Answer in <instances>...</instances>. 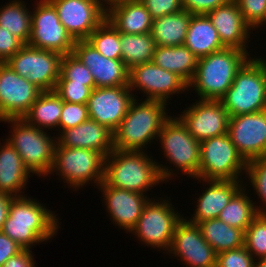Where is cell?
Returning a JSON list of instances; mask_svg holds the SVG:
<instances>
[{"instance_id": "obj_1", "label": "cell", "mask_w": 266, "mask_h": 267, "mask_svg": "<svg viewBox=\"0 0 266 267\" xmlns=\"http://www.w3.org/2000/svg\"><path fill=\"white\" fill-rule=\"evenodd\" d=\"M176 174L171 167L158 163L145 151L114 149L105 157L104 178L99 186H111L146 195V191L160 183H167Z\"/></svg>"}, {"instance_id": "obj_2", "label": "cell", "mask_w": 266, "mask_h": 267, "mask_svg": "<svg viewBox=\"0 0 266 267\" xmlns=\"http://www.w3.org/2000/svg\"><path fill=\"white\" fill-rule=\"evenodd\" d=\"M56 216L43 203L27 195L13 197L1 232L23 249L32 250V246L57 235L60 221Z\"/></svg>"}, {"instance_id": "obj_3", "label": "cell", "mask_w": 266, "mask_h": 267, "mask_svg": "<svg viewBox=\"0 0 266 267\" xmlns=\"http://www.w3.org/2000/svg\"><path fill=\"white\" fill-rule=\"evenodd\" d=\"M137 97L113 132L115 150L144 152L146 147V151L147 145L157 140L163 124L170 118L166 112V106L169 105L166 102L145 99L139 103Z\"/></svg>"}, {"instance_id": "obj_4", "label": "cell", "mask_w": 266, "mask_h": 267, "mask_svg": "<svg viewBox=\"0 0 266 267\" xmlns=\"http://www.w3.org/2000/svg\"><path fill=\"white\" fill-rule=\"evenodd\" d=\"M250 56L241 49L225 47L199 58L188 88H194L200 100H220Z\"/></svg>"}, {"instance_id": "obj_5", "label": "cell", "mask_w": 266, "mask_h": 267, "mask_svg": "<svg viewBox=\"0 0 266 267\" xmlns=\"http://www.w3.org/2000/svg\"><path fill=\"white\" fill-rule=\"evenodd\" d=\"M252 57L220 99L230 117L266 110V60Z\"/></svg>"}, {"instance_id": "obj_6", "label": "cell", "mask_w": 266, "mask_h": 267, "mask_svg": "<svg viewBox=\"0 0 266 267\" xmlns=\"http://www.w3.org/2000/svg\"><path fill=\"white\" fill-rule=\"evenodd\" d=\"M1 122L12 124V134L4 141L9 142L19 153L31 174L47 177L54 163L56 137L30 125L23 118L5 119Z\"/></svg>"}, {"instance_id": "obj_7", "label": "cell", "mask_w": 266, "mask_h": 267, "mask_svg": "<svg viewBox=\"0 0 266 267\" xmlns=\"http://www.w3.org/2000/svg\"><path fill=\"white\" fill-rule=\"evenodd\" d=\"M104 162L105 157L95 150L56 145L49 175L56 172L73 190L86 187L90 182L98 187L104 178Z\"/></svg>"}, {"instance_id": "obj_8", "label": "cell", "mask_w": 266, "mask_h": 267, "mask_svg": "<svg viewBox=\"0 0 266 267\" xmlns=\"http://www.w3.org/2000/svg\"><path fill=\"white\" fill-rule=\"evenodd\" d=\"M246 168L247 162L231 142L228 133L200 142L198 179L241 180Z\"/></svg>"}, {"instance_id": "obj_9", "label": "cell", "mask_w": 266, "mask_h": 267, "mask_svg": "<svg viewBox=\"0 0 266 267\" xmlns=\"http://www.w3.org/2000/svg\"><path fill=\"white\" fill-rule=\"evenodd\" d=\"M173 206L169 199H149L130 234L137 235L143 245L168 252L176 225L184 217Z\"/></svg>"}, {"instance_id": "obj_10", "label": "cell", "mask_w": 266, "mask_h": 267, "mask_svg": "<svg viewBox=\"0 0 266 267\" xmlns=\"http://www.w3.org/2000/svg\"><path fill=\"white\" fill-rule=\"evenodd\" d=\"M157 139L164 150V157L170 165L175 166L177 172L198 179L200 142L189 133L187 126L178 116H170L163 124Z\"/></svg>"}, {"instance_id": "obj_11", "label": "cell", "mask_w": 266, "mask_h": 267, "mask_svg": "<svg viewBox=\"0 0 266 267\" xmlns=\"http://www.w3.org/2000/svg\"><path fill=\"white\" fill-rule=\"evenodd\" d=\"M62 55L25 44L5 63L42 92L54 91L60 76Z\"/></svg>"}, {"instance_id": "obj_12", "label": "cell", "mask_w": 266, "mask_h": 267, "mask_svg": "<svg viewBox=\"0 0 266 267\" xmlns=\"http://www.w3.org/2000/svg\"><path fill=\"white\" fill-rule=\"evenodd\" d=\"M31 12L29 46L67 55L73 52L75 40L59 20L54 6L48 0H39Z\"/></svg>"}, {"instance_id": "obj_13", "label": "cell", "mask_w": 266, "mask_h": 267, "mask_svg": "<svg viewBox=\"0 0 266 267\" xmlns=\"http://www.w3.org/2000/svg\"><path fill=\"white\" fill-rule=\"evenodd\" d=\"M129 88L131 92L140 90L145 99L168 103L175 93L187 92L188 84L177 74L167 71L152 61L138 64L129 69Z\"/></svg>"}, {"instance_id": "obj_14", "label": "cell", "mask_w": 266, "mask_h": 267, "mask_svg": "<svg viewBox=\"0 0 266 267\" xmlns=\"http://www.w3.org/2000/svg\"><path fill=\"white\" fill-rule=\"evenodd\" d=\"M56 9L67 32L75 40H86L106 19L100 0H48Z\"/></svg>"}, {"instance_id": "obj_15", "label": "cell", "mask_w": 266, "mask_h": 267, "mask_svg": "<svg viewBox=\"0 0 266 267\" xmlns=\"http://www.w3.org/2000/svg\"><path fill=\"white\" fill-rule=\"evenodd\" d=\"M41 93L8 64L0 63V121L23 118Z\"/></svg>"}, {"instance_id": "obj_16", "label": "cell", "mask_w": 266, "mask_h": 267, "mask_svg": "<svg viewBox=\"0 0 266 267\" xmlns=\"http://www.w3.org/2000/svg\"><path fill=\"white\" fill-rule=\"evenodd\" d=\"M184 262L186 267H216L217 254L203 238L199 226L183 217L176 225L171 247L166 254Z\"/></svg>"}, {"instance_id": "obj_17", "label": "cell", "mask_w": 266, "mask_h": 267, "mask_svg": "<svg viewBox=\"0 0 266 267\" xmlns=\"http://www.w3.org/2000/svg\"><path fill=\"white\" fill-rule=\"evenodd\" d=\"M228 135L246 162L266 156V110L229 117Z\"/></svg>"}, {"instance_id": "obj_18", "label": "cell", "mask_w": 266, "mask_h": 267, "mask_svg": "<svg viewBox=\"0 0 266 267\" xmlns=\"http://www.w3.org/2000/svg\"><path fill=\"white\" fill-rule=\"evenodd\" d=\"M198 100L178 114L189 133L199 142L228 133L230 116L222 102Z\"/></svg>"}, {"instance_id": "obj_19", "label": "cell", "mask_w": 266, "mask_h": 267, "mask_svg": "<svg viewBox=\"0 0 266 267\" xmlns=\"http://www.w3.org/2000/svg\"><path fill=\"white\" fill-rule=\"evenodd\" d=\"M134 98L129 86L96 87L87 102L89 119L114 132Z\"/></svg>"}, {"instance_id": "obj_20", "label": "cell", "mask_w": 266, "mask_h": 267, "mask_svg": "<svg viewBox=\"0 0 266 267\" xmlns=\"http://www.w3.org/2000/svg\"><path fill=\"white\" fill-rule=\"evenodd\" d=\"M72 53L90 70L95 88L129 86V69L122 60L103 56L86 40L76 41Z\"/></svg>"}, {"instance_id": "obj_21", "label": "cell", "mask_w": 266, "mask_h": 267, "mask_svg": "<svg viewBox=\"0 0 266 267\" xmlns=\"http://www.w3.org/2000/svg\"><path fill=\"white\" fill-rule=\"evenodd\" d=\"M103 192L104 204L111 222L125 232H131L150 197L147 195L111 186H98Z\"/></svg>"}, {"instance_id": "obj_22", "label": "cell", "mask_w": 266, "mask_h": 267, "mask_svg": "<svg viewBox=\"0 0 266 267\" xmlns=\"http://www.w3.org/2000/svg\"><path fill=\"white\" fill-rule=\"evenodd\" d=\"M218 32L219 38L225 47L238 48L248 52L250 31L240 8L235 0L219 6L206 14ZM248 43V44H247Z\"/></svg>"}, {"instance_id": "obj_23", "label": "cell", "mask_w": 266, "mask_h": 267, "mask_svg": "<svg viewBox=\"0 0 266 267\" xmlns=\"http://www.w3.org/2000/svg\"><path fill=\"white\" fill-rule=\"evenodd\" d=\"M58 135L57 146L95 150L104 157L114 150L113 132L92 119L73 128L62 130Z\"/></svg>"}, {"instance_id": "obj_24", "label": "cell", "mask_w": 266, "mask_h": 267, "mask_svg": "<svg viewBox=\"0 0 266 267\" xmlns=\"http://www.w3.org/2000/svg\"><path fill=\"white\" fill-rule=\"evenodd\" d=\"M205 190L197 198L195 213L188 221L198 223L218 218L220 212L229 203L231 198L243 187H247L242 180H204ZM204 182H206L204 184ZM242 182V183H241Z\"/></svg>"}, {"instance_id": "obj_25", "label": "cell", "mask_w": 266, "mask_h": 267, "mask_svg": "<svg viewBox=\"0 0 266 267\" xmlns=\"http://www.w3.org/2000/svg\"><path fill=\"white\" fill-rule=\"evenodd\" d=\"M106 19L126 34L149 33L153 19L141 1L121 0L106 8Z\"/></svg>"}, {"instance_id": "obj_26", "label": "cell", "mask_w": 266, "mask_h": 267, "mask_svg": "<svg viewBox=\"0 0 266 267\" xmlns=\"http://www.w3.org/2000/svg\"><path fill=\"white\" fill-rule=\"evenodd\" d=\"M0 142V192L13 197L24 196L31 172L21 156L7 141ZM23 189V190H22ZM23 192V193H22Z\"/></svg>"}, {"instance_id": "obj_27", "label": "cell", "mask_w": 266, "mask_h": 267, "mask_svg": "<svg viewBox=\"0 0 266 267\" xmlns=\"http://www.w3.org/2000/svg\"><path fill=\"white\" fill-rule=\"evenodd\" d=\"M184 45L198 59L225 48L206 14L192 15Z\"/></svg>"}, {"instance_id": "obj_28", "label": "cell", "mask_w": 266, "mask_h": 267, "mask_svg": "<svg viewBox=\"0 0 266 267\" xmlns=\"http://www.w3.org/2000/svg\"><path fill=\"white\" fill-rule=\"evenodd\" d=\"M152 62L177 74L189 84L194 77L198 58L185 45L173 47L156 45Z\"/></svg>"}, {"instance_id": "obj_29", "label": "cell", "mask_w": 266, "mask_h": 267, "mask_svg": "<svg viewBox=\"0 0 266 267\" xmlns=\"http://www.w3.org/2000/svg\"><path fill=\"white\" fill-rule=\"evenodd\" d=\"M192 14L186 10L153 19L151 35L156 45H184Z\"/></svg>"}, {"instance_id": "obj_30", "label": "cell", "mask_w": 266, "mask_h": 267, "mask_svg": "<svg viewBox=\"0 0 266 267\" xmlns=\"http://www.w3.org/2000/svg\"><path fill=\"white\" fill-rule=\"evenodd\" d=\"M62 107L63 100L55 91L42 92L23 116V119L41 130H57Z\"/></svg>"}, {"instance_id": "obj_31", "label": "cell", "mask_w": 266, "mask_h": 267, "mask_svg": "<svg viewBox=\"0 0 266 267\" xmlns=\"http://www.w3.org/2000/svg\"><path fill=\"white\" fill-rule=\"evenodd\" d=\"M197 225L216 254L244 246V232L218 218L198 222Z\"/></svg>"}, {"instance_id": "obj_32", "label": "cell", "mask_w": 266, "mask_h": 267, "mask_svg": "<svg viewBox=\"0 0 266 267\" xmlns=\"http://www.w3.org/2000/svg\"><path fill=\"white\" fill-rule=\"evenodd\" d=\"M120 43L121 60L128 69L152 61L156 43L151 32L143 34L120 33Z\"/></svg>"}, {"instance_id": "obj_33", "label": "cell", "mask_w": 266, "mask_h": 267, "mask_svg": "<svg viewBox=\"0 0 266 267\" xmlns=\"http://www.w3.org/2000/svg\"><path fill=\"white\" fill-rule=\"evenodd\" d=\"M243 186L220 212L218 219L231 227L238 228L243 232L249 227L253 219L259 214L256 210V202H253L245 192Z\"/></svg>"}, {"instance_id": "obj_34", "label": "cell", "mask_w": 266, "mask_h": 267, "mask_svg": "<svg viewBox=\"0 0 266 267\" xmlns=\"http://www.w3.org/2000/svg\"><path fill=\"white\" fill-rule=\"evenodd\" d=\"M0 7V26L10 31L24 44L31 37V12L23 0H12Z\"/></svg>"}, {"instance_id": "obj_35", "label": "cell", "mask_w": 266, "mask_h": 267, "mask_svg": "<svg viewBox=\"0 0 266 267\" xmlns=\"http://www.w3.org/2000/svg\"><path fill=\"white\" fill-rule=\"evenodd\" d=\"M86 41L103 56L121 60L120 32L107 19L88 36Z\"/></svg>"}, {"instance_id": "obj_36", "label": "cell", "mask_w": 266, "mask_h": 267, "mask_svg": "<svg viewBox=\"0 0 266 267\" xmlns=\"http://www.w3.org/2000/svg\"><path fill=\"white\" fill-rule=\"evenodd\" d=\"M244 247L255 258H266V213H259L244 231Z\"/></svg>"}, {"instance_id": "obj_37", "label": "cell", "mask_w": 266, "mask_h": 267, "mask_svg": "<svg viewBox=\"0 0 266 267\" xmlns=\"http://www.w3.org/2000/svg\"><path fill=\"white\" fill-rule=\"evenodd\" d=\"M58 80H71L73 83L95 87L90 70L73 53L62 56Z\"/></svg>"}, {"instance_id": "obj_38", "label": "cell", "mask_w": 266, "mask_h": 267, "mask_svg": "<svg viewBox=\"0 0 266 267\" xmlns=\"http://www.w3.org/2000/svg\"><path fill=\"white\" fill-rule=\"evenodd\" d=\"M246 174L250 180L248 184L251 183L258 199L263 202L259 205L261 207L256 205V210L259 213H266V156L247 162Z\"/></svg>"}, {"instance_id": "obj_39", "label": "cell", "mask_w": 266, "mask_h": 267, "mask_svg": "<svg viewBox=\"0 0 266 267\" xmlns=\"http://www.w3.org/2000/svg\"><path fill=\"white\" fill-rule=\"evenodd\" d=\"M94 88L71 80H57L54 91L64 102L87 104Z\"/></svg>"}, {"instance_id": "obj_40", "label": "cell", "mask_w": 266, "mask_h": 267, "mask_svg": "<svg viewBox=\"0 0 266 267\" xmlns=\"http://www.w3.org/2000/svg\"><path fill=\"white\" fill-rule=\"evenodd\" d=\"M240 8L244 22L252 29L266 23V0H235Z\"/></svg>"}, {"instance_id": "obj_41", "label": "cell", "mask_w": 266, "mask_h": 267, "mask_svg": "<svg viewBox=\"0 0 266 267\" xmlns=\"http://www.w3.org/2000/svg\"><path fill=\"white\" fill-rule=\"evenodd\" d=\"M89 119L87 104L70 103L63 101L62 112L59 118L58 129L67 130Z\"/></svg>"}, {"instance_id": "obj_42", "label": "cell", "mask_w": 266, "mask_h": 267, "mask_svg": "<svg viewBox=\"0 0 266 267\" xmlns=\"http://www.w3.org/2000/svg\"><path fill=\"white\" fill-rule=\"evenodd\" d=\"M255 258L244 247L217 254L216 267H253Z\"/></svg>"}, {"instance_id": "obj_43", "label": "cell", "mask_w": 266, "mask_h": 267, "mask_svg": "<svg viewBox=\"0 0 266 267\" xmlns=\"http://www.w3.org/2000/svg\"><path fill=\"white\" fill-rule=\"evenodd\" d=\"M151 18H159L182 10V0H142Z\"/></svg>"}, {"instance_id": "obj_44", "label": "cell", "mask_w": 266, "mask_h": 267, "mask_svg": "<svg viewBox=\"0 0 266 267\" xmlns=\"http://www.w3.org/2000/svg\"><path fill=\"white\" fill-rule=\"evenodd\" d=\"M25 44L10 31L0 26V63H5Z\"/></svg>"}, {"instance_id": "obj_45", "label": "cell", "mask_w": 266, "mask_h": 267, "mask_svg": "<svg viewBox=\"0 0 266 267\" xmlns=\"http://www.w3.org/2000/svg\"><path fill=\"white\" fill-rule=\"evenodd\" d=\"M230 0H182V9L192 15L207 14L213 9L225 5Z\"/></svg>"}, {"instance_id": "obj_46", "label": "cell", "mask_w": 266, "mask_h": 267, "mask_svg": "<svg viewBox=\"0 0 266 267\" xmlns=\"http://www.w3.org/2000/svg\"><path fill=\"white\" fill-rule=\"evenodd\" d=\"M23 248L10 237L0 231V267L12 256L17 255Z\"/></svg>"}, {"instance_id": "obj_47", "label": "cell", "mask_w": 266, "mask_h": 267, "mask_svg": "<svg viewBox=\"0 0 266 267\" xmlns=\"http://www.w3.org/2000/svg\"><path fill=\"white\" fill-rule=\"evenodd\" d=\"M32 250L23 249L17 255L10 257L2 267H36Z\"/></svg>"}, {"instance_id": "obj_48", "label": "cell", "mask_w": 266, "mask_h": 267, "mask_svg": "<svg viewBox=\"0 0 266 267\" xmlns=\"http://www.w3.org/2000/svg\"><path fill=\"white\" fill-rule=\"evenodd\" d=\"M12 198L13 196L0 192V231L2 230L3 224L7 219Z\"/></svg>"}, {"instance_id": "obj_49", "label": "cell", "mask_w": 266, "mask_h": 267, "mask_svg": "<svg viewBox=\"0 0 266 267\" xmlns=\"http://www.w3.org/2000/svg\"><path fill=\"white\" fill-rule=\"evenodd\" d=\"M253 267H266V258L263 259H255V263Z\"/></svg>"}, {"instance_id": "obj_50", "label": "cell", "mask_w": 266, "mask_h": 267, "mask_svg": "<svg viewBox=\"0 0 266 267\" xmlns=\"http://www.w3.org/2000/svg\"><path fill=\"white\" fill-rule=\"evenodd\" d=\"M121 0H100V2L107 8L109 5ZM105 2V3H104Z\"/></svg>"}]
</instances>
